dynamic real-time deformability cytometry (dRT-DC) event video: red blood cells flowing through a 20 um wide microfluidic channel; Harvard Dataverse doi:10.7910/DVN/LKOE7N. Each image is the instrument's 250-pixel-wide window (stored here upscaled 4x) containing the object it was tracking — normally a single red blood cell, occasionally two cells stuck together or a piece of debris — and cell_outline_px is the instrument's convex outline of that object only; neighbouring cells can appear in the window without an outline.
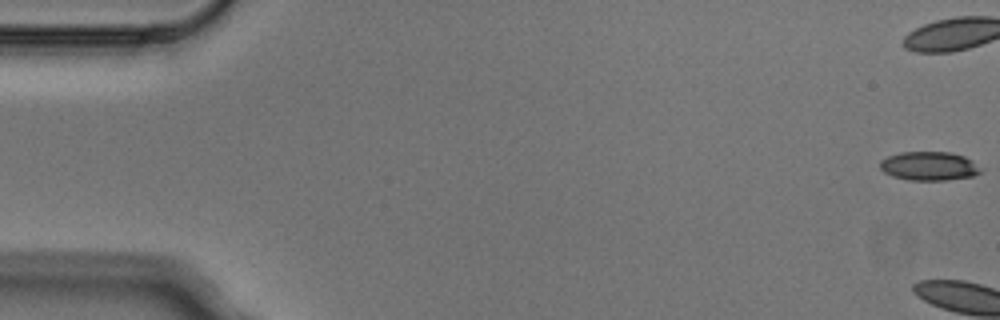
{"species": "Egyptian fruit bat (a non-hibernating species)", "species_latin": "Rousettus aegyptiacus", "temperature_condition": "cold", "stored_images_in_passage": 3, "camera_frame_rate_fps": 3000, "um_per_image_px": 0.085, "animal": {"sex": "male"}, "frame": {"image": 1, "passage_image": 1, "time_ms": 0.0, "image_size_px": [1000, 320], "cell_outline_px": [[980, 172], [972, 176], [948, 180], [908, 180], [892, 176], [884, 172], [880, 168], [880, 160], [888, 156], [900, 152], [952, 152], [964, 156], [972, 160], [980, 168]], "centroid_in_image_um": [78.95, 14.11], "position_along_channel_um": 6.0, "area_um2": 16.94}}